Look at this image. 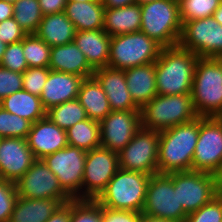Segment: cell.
Here are the masks:
<instances>
[{
  "label": "cell",
  "mask_w": 222,
  "mask_h": 222,
  "mask_svg": "<svg viewBox=\"0 0 222 222\" xmlns=\"http://www.w3.org/2000/svg\"><path fill=\"white\" fill-rule=\"evenodd\" d=\"M200 116L160 131L158 173L192 170L193 156L199 136Z\"/></svg>",
  "instance_id": "cell-1"
},
{
  "label": "cell",
  "mask_w": 222,
  "mask_h": 222,
  "mask_svg": "<svg viewBox=\"0 0 222 222\" xmlns=\"http://www.w3.org/2000/svg\"><path fill=\"white\" fill-rule=\"evenodd\" d=\"M198 59L195 53L179 45L162 48L155 62L157 94H191Z\"/></svg>",
  "instance_id": "cell-2"
},
{
  "label": "cell",
  "mask_w": 222,
  "mask_h": 222,
  "mask_svg": "<svg viewBox=\"0 0 222 222\" xmlns=\"http://www.w3.org/2000/svg\"><path fill=\"white\" fill-rule=\"evenodd\" d=\"M140 7V31L163 48L178 45L182 32L178 0H156Z\"/></svg>",
  "instance_id": "cell-3"
},
{
  "label": "cell",
  "mask_w": 222,
  "mask_h": 222,
  "mask_svg": "<svg viewBox=\"0 0 222 222\" xmlns=\"http://www.w3.org/2000/svg\"><path fill=\"white\" fill-rule=\"evenodd\" d=\"M150 177L146 173L119 169L95 200L111 209L142 213Z\"/></svg>",
  "instance_id": "cell-4"
},
{
  "label": "cell",
  "mask_w": 222,
  "mask_h": 222,
  "mask_svg": "<svg viewBox=\"0 0 222 222\" xmlns=\"http://www.w3.org/2000/svg\"><path fill=\"white\" fill-rule=\"evenodd\" d=\"M192 102L200 117H216L222 109V67L216 58L199 57L191 89Z\"/></svg>",
  "instance_id": "cell-5"
},
{
  "label": "cell",
  "mask_w": 222,
  "mask_h": 222,
  "mask_svg": "<svg viewBox=\"0 0 222 222\" xmlns=\"http://www.w3.org/2000/svg\"><path fill=\"white\" fill-rule=\"evenodd\" d=\"M141 127L161 131L192 121L196 114L191 94L159 95L140 109Z\"/></svg>",
  "instance_id": "cell-6"
},
{
  "label": "cell",
  "mask_w": 222,
  "mask_h": 222,
  "mask_svg": "<svg viewBox=\"0 0 222 222\" xmlns=\"http://www.w3.org/2000/svg\"><path fill=\"white\" fill-rule=\"evenodd\" d=\"M162 48L141 31L111 36L108 67L126 70L155 63Z\"/></svg>",
  "instance_id": "cell-7"
},
{
  "label": "cell",
  "mask_w": 222,
  "mask_h": 222,
  "mask_svg": "<svg viewBox=\"0 0 222 222\" xmlns=\"http://www.w3.org/2000/svg\"><path fill=\"white\" fill-rule=\"evenodd\" d=\"M142 214L172 222H184L187 214L179 204L172 173L151 175Z\"/></svg>",
  "instance_id": "cell-8"
},
{
  "label": "cell",
  "mask_w": 222,
  "mask_h": 222,
  "mask_svg": "<svg viewBox=\"0 0 222 222\" xmlns=\"http://www.w3.org/2000/svg\"><path fill=\"white\" fill-rule=\"evenodd\" d=\"M159 135L160 131L141 128L118 153L120 169L157 174Z\"/></svg>",
  "instance_id": "cell-9"
},
{
  "label": "cell",
  "mask_w": 222,
  "mask_h": 222,
  "mask_svg": "<svg viewBox=\"0 0 222 222\" xmlns=\"http://www.w3.org/2000/svg\"><path fill=\"white\" fill-rule=\"evenodd\" d=\"M42 160L56 175L60 186L72 199H82L86 151L68 145L45 156Z\"/></svg>",
  "instance_id": "cell-10"
},
{
  "label": "cell",
  "mask_w": 222,
  "mask_h": 222,
  "mask_svg": "<svg viewBox=\"0 0 222 222\" xmlns=\"http://www.w3.org/2000/svg\"><path fill=\"white\" fill-rule=\"evenodd\" d=\"M172 181L174 189H177L179 204L187 215L218 195L214 174L193 170L172 172Z\"/></svg>",
  "instance_id": "cell-11"
},
{
  "label": "cell",
  "mask_w": 222,
  "mask_h": 222,
  "mask_svg": "<svg viewBox=\"0 0 222 222\" xmlns=\"http://www.w3.org/2000/svg\"><path fill=\"white\" fill-rule=\"evenodd\" d=\"M178 45L198 57L216 58L222 53V25L212 16L186 21Z\"/></svg>",
  "instance_id": "cell-12"
},
{
  "label": "cell",
  "mask_w": 222,
  "mask_h": 222,
  "mask_svg": "<svg viewBox=\"0 0 222 222\" xmlns=\"http://www.w3.org/2000/svg\"><path fill=\"white\" fill-rule=\"evenodd\" d=\"M222 166V120L200 117L192 170L216 174Z\"/></svg>",
  "instance_id": "cell-13"
},
{
  "label": "cell",
  "mask_w": 222,
  "mask_h": 222,
  "mask_svg": "<svg viewBox=\"0 0 222 222\" xmlns=\"http://www.w3.org/2000/svg\"><path fill=\"white\" fill-rule=\"evenodd\" d=\"M120 169L118 153L99 147L86 152L82 199L95 200Z\"/></svg>",
  "instance_id": "cell-14"
},
{
  "label": "cell",
  "mask_w": 222,
  "mask_h": 222,
  "mask_svg": "<svg viewBox=\"0 0 222 222\" xmlns=\"http://www.w3.org/2000/svg\"><path fill=\"white\" fill-rule=\"evenodd\" d=\"M18 197L32 199H54L60 204L72 198L62 189L56 175L42 159H36L32 166L15 183Z\"/></svg>",
  "instance_id": "cell-15"
},
{
  "label": "cell",
  "mask_w": 222,
  "mask_h": 222,
  "mask_svg": "<svg viewBox=\"0 0 222 222\" xmlns=\"http://www.w3.org/2000/svg\"><path fill=\"white\" fill-rule=\"evenodd\" d=\"M101 147L119 153L142 128L140 110L111 111L100 122Z\"/></svg>",
  "instance_id": "cell-16"
},
{
  "label": "cell",
  "mask_w": 222,
  "mask_h": 222,
  "mask_svg": "<svg viewBox=\"0 0 222 222\" xmlns=\"http://www.w3.org/2000/svg\"><path fill=\"white\" fill-rule=\"evenodd\" d=\"M35 160L26 139L0 138V179L16 183Z\"/></svg>",
  "instance_id": "cell-17"
},
{
  "label": "cell",
  "mask_w": 222,
  "mask_h": 222,
  "mask_svg": "<svg viewBox=\"0 0 222 222\" xmlns=\"http://www.w3.org/2000/svg\"><path fill=\"white\" fill-rule=\"evenodd\" d=\"M26 140L35 159H43L68 146L67 132L47 116L32 123Z\"/></svg>",
  "instance_id": "cell-18"
},
{
  "label": "cell",
  "mask_w": 222,
  "mask_h": 222,
  "mask_svg": "<svg viewBox=\"0 0 222 222\" xmlns=\"http://www.w3.org/2000/svg\"><path fill=\"white\" fill-rule=\"evenodd\" d=\"M93 76L106 93L112 111L140 110L128 91L124 70L104 67L94 70Z\"/></svg>",
  "instance_id": "cell-19"
},
{
  "label": "cell",
  "mask_w": 222,
  "mask_h": 222,
  "mask_svg": "<svg viewBox=\"0 0 222 222\" xmlns=\"http://www.w3.org/2000/svg\"><path fill=\"white\" fill-rule=\"evenodd\" d=\"M83 79V77L74 74L50 70L40 96L45 110L77 99Z\"/></svg>",
  "instance_id": "cell-20"
},
{
  "label": "cell",
  "mask_w": 222,
  "mask_h": 222,
  "mask_svg": "<svg viewBox=\"0 0 222 222\" xmlns=\"http://www.w3.org/2000/svg\"><path fill=\"white\" fill-rule=\"evenodd\" d=\"M73 41L93 70L108 67L111 36L103 29L76 31Z\"/></svg>",
  "instance_id": "cell-21"
},
{
  "label": "cell",
  "mask_w": 222,
  "mask_h": 222,
  "mask_svg": "<svg viewBox=\"0 0 222 222\" xmlns=\"http://www.w3.org/2000/svg\"><path fill=\"white\" fill-rule=\"evenodd\" d=\"M48 67L53 71L74 74L83 78L91 77L94 73L85 55L74 41L65 45L51 47Z\"/></svg>",
  "instance_id": "cell-22"
},
{
  "label": "cell",
  "mask_w": 222,
  "mask_h": 222,
  "mask_svg": "<svg viewBox=\"0 0 222 222\" xmlns=\"http://www.w3.org/2000/svg\"><path fill=\"white\" fill-rule=\"evenodd\" d=\"M124 72L128 91L141 109L157 95L155 63L129 68Z\"/></svg>",
  "instance_id": "cell-23"
},
{
  "label": "cell",
  "mask_w": 222,
  "mask_h": 222,
  "mask_svg": "<svg viewBox=\"0 0 222 222\" xmlns=\"http://www.w3.org/2000/svg\"><path fill=\"white\" fill-rule=\"evenodd\" d=\"M140 27L141 7L137 3L104 10L103 30L109 36L138 32Z\"/></svg>",
  "instance_id": "cell-24"
},
{
  "label": "cell",
  "mask_w": 222,
  "mask_h": 222,
  "mask_svg": "<svg viewBox=\"0 0 222 222\" xmlns=\"http://www.w3.org/2000/svg\"><path fill=\"white\" fill-rule=\"evenodd\" d=\"M104 10L101 0L67 2L64 13L76 31H87L103 29Z\"/></svg>",
  "instance_id": "cell-25"
},
{
  "label": "cell",
  "mask_w": 222,
  "mask_h": 222,
  "mask_svg": "<svg viewBox=\"0 0 222 222\" xmlns=\"http://www.w3.org/2000/svg\"><path fill=\"white\" fill-rule=\"evenodd\" d=\"M75 27L64 12L43 15L36 35L50 47L65 45L73 41Z\"/></svg>",
  "instance_id": "cell-26"
},
{
  "label": "cell",
  "mask_w": 222,
  "mask_h": 222,
  "mask_svg": "<svg viewBox=\"0 0 222 222\" xmlns=\"http://www.w3.org/2000/svg\"><path fill=\"white\" fill-rule=\"evenodd\" d=\"M77 99L89 119L100 122L112 111L106 93L94 76L83 79Z\"/></svg>",
  "instance_id": "cell-27"
},
{
  "label": "cell",
  "mask_w": 222,
  "mask_h": 222,
  "mask_svg": "<svg viewBox=\"0 0 222 222\" xmlns=\"http://www.w3.org/2000/svg\"><path fill=\"white\" fill-rule=\"evenodd\" d=\"M60 203L57 200L18 197L9 222H45Z\"/></svg>",
  "instance_id": "cell-28"
},
{
  "label": "cell",
  "mask_w": 222,
  "mask_h": 222,
  "mask_svg": "<svg viewBox=\"0 0 222 222\" xmlns=\"http://www.w3.org/2000/svg\"><path fill=\"white\" fill-rule=\"evenodd\" d=\"M0 106L17 116L25 118L32 123L46 117V110L38 96L21 90L6 96L0 101Z\"/></svg>",
  "instance_id": "cell-29"
},
{
  "label": "cell",
  "mask_w": 222,
  "mask_h": 222,
  "mask_svg": "<svg viewBox=\"0 0 222 222\" xmlns=\"http://www.w3.org/2000/svg\"><path fill=\"white\" fill-rule=\"evenodd\" d=\"M68 145L84 151L101 147L99 121L86 119L66 130Z\"/></svg>",
  "instance_id": "cell-30"
},
{
  "label": "cell",
  "mask_w": 222,
  "mask_h": 222,
  "mask_svg": "<svg viewBox=\"0 0 222 222\" xmlns=\"http://www.w3.org/2000/svg\"><path fill=\"white\" fill-rule=\"evenodd\" d=\"M46 116L63 130L88 119L86 110L78 99L66 101L46 111Z\"/></svg>",
  "instance_id": "cell-31"
},
{
  "label": "cell",
  "mask_w": 222,
  "mask_h": 222,
  "mask_svg": "<svg viewBox=\"0 0 222 222\" xmlns=\"http://www.w3.org/2000/svg\"><path fill=\"white\" fill-rule=\"evenodd\" d=\"M13 18L26 34H35L43 18L39 0H17Z\"/></svg>",
  "instance_id": "cell-32"
},
{
  "label": "cell",
  "mask_w": 222,
  "mask_h": 222,
  "mask_svg": "<svg viewBox=\"0 0 222 222\" xmlns=\"http://www.w3.org/2000/svg\"><path fill=\"white\" fill-rule=\"evenodd\" d=\"M23 54L28 68L48 67L51 47L36 34H27L23 39Z\"/></svg>",
  "instance_id": "cell-33"
},
{
  "label": "cell",
  "mask_w": 222,
  "mask_h": 222,
  "mask_svg": "<svg viewBox=\"0 0 222 222\" xmlns=\"http://www.w3.org/2000/svg\"><path fill=\"white\" fill-rule=\"evenodd\" d=\"M182 24L186 21L211 17L222 0H178Z\"/></svg>",
  "instance_id": "cell-34"
},
{
  "label": "cell",
  "mask_w": 222,
  "mask_h": 222,
  "mask_svg": "<svg viewBox=\"0 0 222 222\" xmlns=\"http://www.w3.org/2000/svg\"><path fill=\"white\" fill-rule=\"evenodd\" d=\"M32 122L4 110L0 106V138L14 137L26 139Z\"/></svg>",
  "instance_id": "cell-35"
},
{
  "label": "cell",
  "mask_w": 222,
  "mask_h": 222,
  "mask_svg": "<svg viewBox=\"0 0 222 222\" xmlns=\"http://www.w3.org/2000/svg\"><path fill=\"white\" fill-rule=\"evenodd\" d=\"M71 222H102L101 205L92 199H72Z\"/></svg>",
  "instance_id": "cell-36"
},
{
  "label": "cell",
  "mask_w": 222,
  "mask_h": 222,
  "mask_svg": "<svg viewBox=\"0 0 222 222\" xmlns=\"http://www.w3.org/2000/svg\"><path fill=\"white\" fill-rule=\"evenodd\" d=\"M184 222H222V196H215L199 210L188 214Z\"/></svg>",
  "instance_id": "cell-37"
},
{
  "label": "cell",
  "mask_w": 222,
  "mask_h": 222,
  "mask_svg": "<svg viewBox=\"0 0 222 222\" xmlns=\"http://www.w3.org/2000/svg\"><path fill=\"white\" fill-rule=\"evenodd\" d=\"M0 66L17 73H23L28 69L23 54V40L7 45Z\"/></svg>",
  "instance_id": "cell-38"
},
{
  "label": "cell",
  "mask_w": 222,
  "mask_h": 222,
  "mask_svg": "<svg viewBox=\"0 0 222 222\" xmlns=\"http://www.w3.org/2000/svg\"><path fill=\"white\" fill-rule=\"evenodd\" d=\"M49 67L28 68L23 72V90L40 97L47 81Z\"/></svg>",
  "instance_id": "cell-39"
},
{
  "label": "cell",
  "mask_w": 222,
  "mask_h": 222,
  "mask_svg": "<svg viewBox=\"0 0 222 222\" xmlns=\"http://www.w3.org/2000/svg\"><path fill=\"white\" fill-rule=\"evenodd\" d=\"M17 199L15 183L0 179V222H9Z\"/></svg>",
  "instance_id": "cell-40"
},
{
  "label": "cell",
  "mask_w": 222,
  "mask_h": 222,
  "mask_svg": "<svg viewBox=\"0 0 222 222\" xmlns=\"http://www.w3.org/2000/svg\"><path fill=\"white\" fill-rule=\"evenodd\" d=\"M23 73L0 66V101L6 96L23 90Z\"/></svg>",
  "instance_id": "cell-41"
},
{
  "label": "cell",
  "mask_w": 222,
  "mask_h": 222,
  "mask_svg": "<svg viewBox=\"0 0 222 222\" xmlns=\"http://www.w3.org/2000/svg\"><path fill=\"white\" fill-rule=\"evenodd\" d=\"M26 35L13 17L0 23V40L7 45L22 41Z\"/></svg>",
  "instance_id": "cell-42"
},
{
  "label": "cell",
  "mask_w": 222,
  "mask_h": 222,
  "mask_svg": "<svg viewBox=\"0 0 222 222\" xmlns=\"http://www.w3.org/2000/svg\"><path fill=\"white\" fill-rule=\"evenodd\" d=\"M102 222H140L142 213L101 206Z\"/></svg>",
  "instance_id": "cell-43"
},
{
  "label": "cell",
  "mask_w": 222,
  "mask_h": 222,
  "mask_svg": "<svg viewBox=\"0 0 222 222\" xmlns=\"http://www.w3.org/2000/svg\"><path fill=\"white\" fill-rule=\"evenodd\" d=\"M72 218V200L60 204L53 212L51 217L45 222H71Z\"/></svg>",
  "instance_id": "cell-44"
},
{
  "label": "cell",
  "mask_w": 222,
  "mask_h": 222,
  "mask_svg": "<svg viewBox=\"0 0 222 222\" xmlns=\"http://www.w3.org/2000/svg\"><path fill=\"white\" fill-rule=\"evenodd\" d=\"M66 0H39L40 9L43 15L64 12Z\"/></svg>",
  "instance_id": "cell-45"
},
{
  "label": "cell",
  "mask_w": 222,
  "mask_h": 222,
  "mask_svg": "<svg viewBox=\"0 0 222 222\" xmlns=\"http://www.w3.org/2000/svg\"><path fill=\"white\" fill-rule=\"evenodd\" d=\"M14 16L13 3L0 0V23Z\"/></svg>",
  "instance_id": "cell-46"
},
{
  "label": "cell",
  "mask_w": 222,
  "mask_h": 222,
  "mask_svg": "<svg viewBox=\"0 0 222 222\" xmlns=\"http://www.w3.org/2000/svg\"><path fill=\"white\" fill-rule=\"evenodd\" d=\"M105 9L120 8L135 4V0H101Z\"/></svg>",
  "instance_id": "cell-47"
},
{
  "label": "cell",
  "mask_w": 222,
  "mask_h": 222,
  "mask_svg": "<svg viewBox=\"0 0 222 222\" xmlns=\"http://www.w3.org/2000/svg\"><path fill=\"white\" fill-rule=\"evenodd\" d=\"M215 177L217 194L222 196V166L220 167L219 171L215 174Z\"/></svg>",
  "instance_id": "cell-48"
},
{
  "label": "cell",
  "mask_w": 222,
  "mask_h": 222,
  "mask_svg": "<svg viewBox=\"0 0 222 222\" xmlns=\"http://www.w3.org/2000/svg\"><path fill=\"white\" fill-rule=\"evenodd\" d=\"M140 222H172V221H167L160 218L150 217L145 214H142Z\"/></svg>",
  "instance_id": "cell-49"
},
{
  "label": "cell",
  "mask_w": 222,
  "mask_h": 222,
  "mask_svg": "<svg viewBox=\"0 0 222 222\" xmlns=\"http://www.w3.org/2000/svg\"><path fill=\"white\" fill-rule=\"evenodd\" d=\"M212 17L222 25V2L220 3L219 7L214 11Z\"/></svg>",
  "instance_id": "cell-50"
},
{
  "label": "cell",
  "mask_w": 222,
  "mask_h": 222,
  "mask_svg": "<svg viewBox=\"0 0 222 222\" xmlns=\"http://www.w3.org/2000/svg\"><path fill=\"white\" fill-rule=\"evenodd\" d=\"M6 47H7V44L0 40V63L2 61Z\"/></svg>",
  "instance_id": "cell-51"
},
{
  "label": "cell",
  "mask_w": 222,
  "mask_h": 222,
  "mask_svg": "<svg viewBox=\"0 0 222 222\" xmlns=\"http://www.w3.org/2000/svg\"><path fill=\"white\" fill-rule=\"evenodd\" d=\"M153 1H156V0H135V2L139 5L149 3V2H153Z\"/></svg>",
  "instance_id": "cell-52"
},
{
  "label": "cell",
  "mask_w": 222,
  "mask_h": 222,
  "mask_svg": "<svg viewBox=\"0 0 222 222\" xmlns=\"http://www.w3.org/2000/svg\"><path fill=\"white\" fill-rule=\"evenodd\" d=\"M88 1H95V0H66V2H88Z\"/></svg>",
  "instance_id": "cell-53"
},
{
  "label": "cell",
  "mask_w": 222,
  "mask_h": 222,
  "mask_svg": "<svg viewBox=\"0 0 222 222\" xmlns=\"http://www.w3.org/2000/svg\"><path fill=\"white\" fill-rule=\"evenodd\" d=\"M216 60L219 62V64L222 67V53L219 56L216 57Z\"/></svg>",
  "instance_id": "cell-54"
},
{
  "label": "cell",
  "mask_w": 222,
  "mask_h": 222,
  "mask_svg": "<svg viewBox=\"0 0 222 222\" xmlns=\"http://www.w3.org/2000/svg\"><path fill=\"white\" fill-rule=\"evenodd\" d=\"M216 118L221 119L222 120V109L220 111V113L216 116Z\"/></svg>",
  "instance_id": "cell-55"
},
{
  "label": "cell",
  "mask_w": 222,
  "mask_h": 222,
  "mask_svg": "<svg viewBox=\"0 0 222 222\" xmlns=\"http://www.w3.org/2000/svg\"><path fill=\"white\" fill-rule=\"evenodd\" d=\"M5 1H7V2H10V3H15L17 0H5Z\"/></svg>",
  "instance_id": "cell-56"
}]
</instances>
